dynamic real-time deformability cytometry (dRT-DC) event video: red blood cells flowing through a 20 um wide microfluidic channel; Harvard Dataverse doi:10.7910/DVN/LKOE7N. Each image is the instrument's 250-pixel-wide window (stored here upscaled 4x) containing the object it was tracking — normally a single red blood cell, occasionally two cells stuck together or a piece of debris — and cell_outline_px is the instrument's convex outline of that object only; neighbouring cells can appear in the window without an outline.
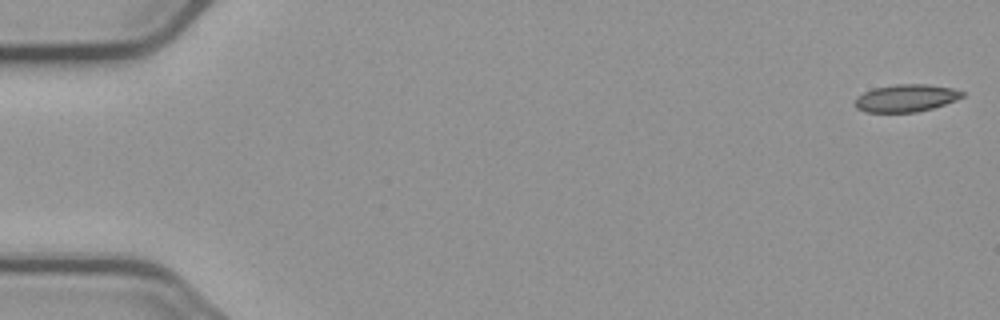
{"species": "common noctule bat (a hibernating species)", "species_latin": "Nyctalus noctula", "temperature_condition": "cold", "stored_images_in_passage": 6, "segment_of_instrument_passage": [2, 2], "camera_frame_rate_fps": 3000, "um_per_image_px": 0.085, "animal": {"sex": "male", "body_mass_g": 23.1, "forearm_length_mm": 52.7}, "frame": {"image": 1, "passage_image": 6, "time_ms": 8.333, "image_size_px": [1000, 320], "cell_outline_px": [[964, 96], [956, 100], [932, 108], [916, 112], [864, 112], [856, 108], [852, 104], [856, 96], [872, 88], [896, 84], [928, 84], [952, 88], [964, 92]], "centroid_in_image_um": [76.95, 8.33], "position_along_channel_um": 8.0, "area_um2": 17.34}}